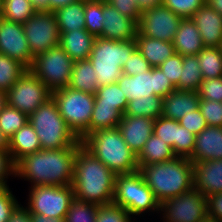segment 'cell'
Segmentation results:
<instances>
[{"label":"cell","mask_w":222,"mask_h":222,"mask_svg":"<svg viewBox=\"0 0 222 222\" xmlns=\"http://www.w3.org/2000/svg\"><path fill=\"white\" fill-rule=\"evenodd\" d=\"M42 149H60L82 144L59 113L53 98L40 105L28 116Z\"/></svg>","instance_id":"5b68a950"},{"label":"cell","mask_w":222,"mask_h":222,"mask_svg":"<svg viewBox=\"0 0 222 222\" xmlns=\"http://www.w3.org/2000/svg\"><path fill=\"white\" fill-rule=\"evenodd\" d=\"M207 4L222 15V0H206Z\"/></svg>","instance_id":"680465c9"},{"label":"cell","mask_w":222,"mask_h":222,"mask_svg":"<svg viewBox=\"0 0 222 222\" xmlns=\"http://www.w3.org/2000/svg\"><path fill=\"white\" fill-rule=\"evenodd\" d=\"M0 53L20 62L28 70L34 57L24 33L23 24L0 17Z\"/></svg>","instance_id":"2e32d148"},{"label":"cell","mask_w":222,"mask_h":222,"mask_svg":"<svg viewBox=\"0 0 222 222\" xmlns=\"http://www.w3.org/2000/svg\"><path fill=\"white\" fill-rule=\"evenodd\" d=\"M59 33V46L73 61L89 59L96 36L85 28Z\"/></svg>","instance_id":"603a6c76"},{"label":"cell","mask_w":222,"mask_h":222,"mask_svg":"<svg viewBox=\"0 0 222 222\" xmlns=\"http://www.w3.org/2000/svg\"><path fill=\"white\" fill-rule=\"evenodd\" d=\"M28 122V115L9 106L0 111V129L10 138Z\"/></svg>","instance_id":"ab89813d"},{"label":"cell","mask_w":222,"mask_h":222,"mask_svg":"<svg viewBox=\"0 0 222 222\" xmlns=\"http://www.w3.org/2000/svg\"><path fill=\"white\" fill-rule=\"evenodd\" d=\"M203 81L196 55L183 56V69L176 90L197 91Z\"/></svg>","instance_id":"d6a6232c"},{"label":"cell","mask_w":222,"mask_h":222,"mask_svg":"<svg viewBox=\"0 0 222 222\" xmlns=\"http://www.w3.org/2000/svg\"><path fill=\"white\" fill-rule=\"evenodd\" d=\"M136 48V40L115 41L96 37L89 61L95 70L100 87L118 81L123 65Z\"/></svg>","instance_id":"8992f818"},{"label":"cell","mask_w":222,"mask_h":222,"mask_svg":"<svg viewBox=\"0 0 222 222\" xmlns=\"http://www.w3.org/2000/svg\"><path fill=\"white\" fill-rule=\"evenodd\" d=\"M9 177H15V163L9 150H0V186H9Z\"/></svg>","instance_id":"681fc988"},{"label":"cell","mask_w":222,"mask_h":222,"mask_svg":"<svg viewBox=\"0 0 222 222\" xmlns=\"http://www.w3.org/2000/svg\"><path fill=\"white\" fill-rule=\"evenodd\" d=\"M199 109L208 126L222 127V102L200 99Z\"/></svg>","instance_id":"7bdbcfd3"},{"label":"cell","mask_w":222,"mask_h":222,"mask_svg":"<svg viewBox=\"0 0 222 222\" xmlns=\"http://www.w3.org/2000/svg\"><path fill=\"white\" fill-rule=\"evenodd\" d=\"M19 204L9 186H0V222H7Z\"/></svg>","instance_id":"bcb514c9"},{"label":"cell","mask_w":222,"mask_h":222,"mask_svg":"<svg viewBox=\"0 0 222 222\" xmlns=\"http://www.w3.org/2000/svg\"><path fill=\"white\" fill-rule=\"evenodd\" d=\"M28 190V203L25 207L31 214H42L51 218H65L74 198L72 185H37Z\"/></svg>","instance_id":"30bf717a"},{"label":"cell","mask_w":222,"mask_h":222,"mask_svg":"<svg viewBox=\"0 0 222 222\" xmlns=\"http://www.w3.org/2000/svg\"><path fill=\"white\" fill-rule=\"evenodd\" d=\"M197 26L204 46L222 47V15L207 2L191 17Z\"/></svg>","instance_id":"ffe728a7"},{"label":"cell","mask_w":222,"mask_h":222,"mask_svg":"<svg viewBox=\"0 0 222 222\" xmlns=\"http://www.w3.org/2000/svg\"><path fill=\"white\" fill-rule=\"evenodd\" d=\"M138 5L140 12H143L147 9L154 8L155 6L163 4L164 0H135Z\"/></svg>","instance_id":"db71d44e"},{"label":"cell","mask_w":222,"mask_h":222,"mask_svg":"<svg viewBox=\"0 0 222 222\" xmlns=\"http://www.w3.org/2000/svg\"><path fill=\"white\" fill-rule=\"evenodd\" d=\"M113 203L123 207L135 219L149 211L153 214L160 213V203L139 171L117 174Z\"/></svg>","instance_id":"52a82bcc"},{"label":"cell","mask_w":222,"mask_h":222,"mask_svg":"<svg viewBox=\"0 0 222 222\" xmlns=\"http://www.w3.org/2000/svg\"><path fill=\"white\" fill-rule=\"evenodd\" d=\"M153 133L171 146L176 156L189 158L192 155L196 135L177 120L158 117L154 121Z\"/></svg>","instance_id":"e0dca14e"},{"label":"cell","mask_w":222,"mask_h":222,"mask_svg":"<svg viewBox=\"0 0 222 222\" xmlns=\"http://www.w3.org/2000/svg\"><path fill=\"white\" fill-rule=\"evenodd\" d=\"M163 222H200L207 215V199L197 189L171 197L160 204Z\"/></svg>","instance_id":"7c38bea8"},{"label":"cell","mask_w":222,"mask_h":222,"mask_svg":"<svg viewBox=\"0 0 222 222\" xmlns=\"http://www.w3.org/2000/svg\"><path fill=\"white\" fill-rule=\"evenodd\" d=\"M0 150H9V138L0 129Z\"/></svg>","instance_id":"91938a15"},{"label":"cell","mask_w":222,"mask_h":222,"mask_svg":"<svg viewBox=\"0 0 222 222\" xmlns=\"http://www.w3.org/2000/svg\"><path fill=\"white\" fill-rule=\"evenodd\" d=\"M84 1H107V0H84Z\"/></svg>","instance_id":"be15d7a7"},{"label":"cell","mask_w":222,"mask_h":222,"mask_svg":"<svg viewBox=\"0 0 222 222\" xmlns=\"http://www.w3.org/2000/svg\"><path fill=\"white\" fill-rule=\"evenodd\" d=\"M99 205L73 198L65 216V222H95Z\"/></svg>","instance_id":"f35d334b"},{"label":"cell","mask_w":222,"mask_h":222,"mask_svg":"<svg viewBox=\"0 0 222 222\" xmlns=\"http://www.w3.org/2000/svg\"><path fill=\"white\" fill-rule=\"evenodd\" d=\"M174 157L176 155L173 153L172 147L153 133L137 155V163L138 165H150L165 162Z\"/></svg>","instance_id":"f1b7e54d"},{"label":"cell","mask_w":222,"mask_h":222,"mask_svg":"<svg viewBox=\"0 0 222 222\" xmlns=\"http://www.w3.org/2000/svg\"><path fill=\"white\" fill-rule=\"evenodd\" d=\"M74 61L58 45L34 57L29 69L51 91L68 87Z\"/></svg>","instance_id":"9c48e42d"},{"label":"cell","mask_w":222,"mask_h":222,"mask_svg":"<svg viewBox=\"0 0 222 222\" xmlns=\"http://www.w3.org/2000/svg\"><path fill=\"white\" fill-rule=\"evenodd\" d=\"M178 122L182 127L187 128L194 135L199 134L208 126L199 108L193 112L185 114V116L179 119Z\"/></svg>","instance_id":"c3c4849f"},{"label":"cell","mask_w":222,"mask_h":222,"mask_svg":"<svg viewBox=\"0 0 222 222\" xmlns=\"http://www.w3.org/2000/svg\"><path fill=\"white\" fill-rule=\"evenodd\" d=\"M189 159L193 163L222 159V127L207 126L197 134L193 153Z\"/></svg>","instance_id":"7402d4cb"},{"label":"cell","mask_w":222,"mask_h":222,"mask_svg":"<svg viewBox=\"0 0 222 222\" xmlns=\"http://www.w3.org/2000/svg\"><path fill=\"white\" fill-rule=\"evenodd\" d=\"M52 98L56 102L62 118L82 141L90 134L95 95L65 87L52 92Z\"/></svg>","instance_id":"ba28073f"},{"label":"cell","mask_w":222,"mask_h":222,"mask_svg":"<svg viewBox=\"0 0 222 222\" xmlns=\"http://www.w3.org/2000/svg\"><path fill=\"white\" fill-rule=\"evenodd\" d=\"M35 13L29 0H3L1 17L8 21L24 24Z\"/></svg>","instance_id":"8d00e7d4"},{"label":"cell","mask_w":222,"mask_h":222,"mask_svg":"<svg viewBox=\"0 0 222 222\" xmlns=\"http://www.w3.org/2000/svg\"><path fill=\"white\" fill-rule=\"evenodd\" d=\"M41 149L38 136L29 121L9 138V152L14 163Z\"/></svg>","instance_id":"4316f807"},{"label":"cell","mask_w":222,"mask_h":222,"mask_svg":"<svg viewBox=\"0 0 222 222\" xmlns=\"http://www.w3.org/2000/svg\"><path fill=\"white\" fill-rule=\"evenodd\" d=\"M82 145L116 174L139 171L137 155L124 141L118 128L88 134Z\"/></svg>","instance_id":"277c9868"},{"label":"cell","mask_w":222,"mask_h":222,"mask_svg":"<svg viewBox=\"0 0 222 222\" xmlns=\"http://www.w3.org/2000/svg\"><path fill=\"white\" fill-rule=\"evenodd\" d=\"M85 29L96 37L102 38L104 23L103 1H84Z\"/></svg>","instance_id":"74e56055"},{"label":"cell","mask_w":222,"mask_h":222,"mask_svg":"<svg viewBox=\"0 0 222 222\" xmlns=\"http://www.w3.org/2000/svg\"><path fill=\"white\" fill-rule=\"evenodd\" d=\"M206 3V0H164L163 5L175 14L191 18L193 14Z\"/></svg>","instance_id":"b9f144b4"},{"label":"cell","mask_w":222,"mask_h":222,"mask_svg":"<svg viewBox=\"0 0 222 222\" xmlns=\"http://www.w3.org/2000/svg\"><path fill=\"white\" fill-rule=\"evenodd\" d=\"M196 56L203 80L222 76V47L205 46Z\"/></svg>","instance_id":"4dcf8cb0"},{"label":"cell","mask_w":222,"mask_h":222,"mask_svg":"<svg viewBox=\"0 0 222 222\" xmlns=\"http://www.w3.org/2000/svg\"><path fill=\"white\" fill-rule=\"evenodd\" d=\"M104 23L102 38L115 41H132L138 32L137 22L122 15L107 1H103Z\"/></svg>","instance_id":"ac0fdd59"},{"label":"cell","mask_w":222,"mask_h":222,"mask_svg":"<svg viewBox=\"0 0 222 222\" xmlns=\"http://www.w3.org/2000/svg\"><path fill=\"white\" fill-rule=\"evenodd\" d=\"M116 177L114 171L82 144L77 148L72 181L75 198L99 206L113 203Z\"/></svg>","instance_id":"7a4b0ae2"},{"label":"cell","mask_w":222,"mask_h":222,"mask_svg":"<svg viewBox=\"0 0 222 222\" xmlns=\"http://www.w3.org/2000/svg\"><path fill=\"white\" fill-rule=\"evenodd\" d=\"M154 119L141 116L123 115L118 129L130 149L138 155L146 141L153 134Z\"/></svg>","instance_id":"d6986e66"},{"label":"cell","mask_w":222,"mask_h":222,"mask_svg":"<svg viewBox=\"0 0 222 222\" xmlns=\"http://www.w3.org/2000/svg\"><path fill=\"white\" fill-rule=\"evenodd\" d=\"M194 188L205 197L222 192V159L193 163Z\"/></svg>","instance_id":"44dd1931"},{"label":"cell","mask_w":222,"mask_h":222,"mask_svg":"<svg viewBox=\"0 0 222 222\" xmlns=\"http://www.w3.org/2000/svg\"><path fill=\"white\" fill-rule=\"evenodd\" d=\"M152 66L144 59L139 50L136 48L128 61L122 67V73L129 76L148 72Z\"/></svg>","instance_id":"f6af8a7d"},{"label":"cell","mask_w":222,"mask_h":222,"mask_svg":"<svg viewBox=\"0 0 222 222\" xmlns=\"http://www.w3.org/2000/svg\"><path fill=\"white\" fill-rule=\"evenodd\" d=\"M7 222H32V214L20 203L11 213Z\"/></svg>","instance_id":"f5cc1de1"},{"label":"cell","mask_w":222,"mask_h":222,"mask_svg":"<svg viewBox=\"0 0 222 222\" xmlns=\"http://www.w3.org/2000/svg\"><path fill=\"white\" fill-rule=\"evenodd\" d=\"M23 29L33 57L59 45L60 33L53 12H36Z\"/></svg>","instance_id":"5bb4252c"},{"label":"cell","mask_w":222,"mask_h":222,"mask_svg":"<svg viewBox=\"0 0 222 222\" xmlns=\"http://www.w3.org/2000/svg\"><path fill=\"white\" fill-rule=\"evenodd\" d=\"M96 77L89 59L74 61L68 87L95 95L100 87Z\"/></svg>","instance_id":"83f0119b"},{"label":"cell","mask_w":222,"mask_h":222,"mask_svg":"<svg viewBox=\"0 0 222 222\" xmlns=\"http://www.w3.org/2000/svg\"><path fill=\"white\" fill-rule=\"evenodd\" d=\"M123 113L117 107L94 105L90 120V133L117 128Z\"/></svg>","instance_id":"1f68e13d"},{"label":"cell","mask_w":222,"mask_h":222,"mask_svg":"<svg viewBox=\"0 0 222 222\" xmlns=\"http://www.w3.org/2000/svg\"><path fill=\"white\" fill-rule=\"evenodd\" d=\"M182 19L180 15L161 4L141 12L137 23L138 33L146 37L173 42Z\"/></svg>","instance_id":"9a60e30c"},{"label":"cell","mask_w":222,"mask_h":222,"mask_svg":"<svg viewBox=\"0 0 222 222\" xmlns=\"http://www.w3.org/2000/svg\"><path fill=\"white\" fill-rule=\"evenodd\" d=\"M36 12H49L48 0H29Z\"/></svg>","instance_id":"9f6ffc18"},{"label":"cell","mask_w":222,"mask_h":222,"mask_svg":"<svg viewBox=\"0 0 222 222\" xmlns=\"http://www.w3.org/2000/svg\"><path fill=\"white\" fill-rule=\"evenodd\" d=\"M206 199L207 215L218 222H222V192L209 195Z\"/></svg>","instance_id":"816d5d0a"},{"label":"cell","mask_w":222,"mask_h":222,"mask_svg":"<svg viewBox=\"0 0 222 222\" xmlns=\"http://www.w3.org/2000/svg\"><path fill=\"white\" fill-rule=\"evenodd\" d=\"M107 2L115 7L122 15L128 16L137 23L139 22L141 12L135 0H107Z\"/></svg>","instance_id":"f907efd6"},{"label":"cell","mask_w":222,"mask_h":222,"mask_svg":"<svg viewBox=\"0 0 222 222\" xmlns=\"http://www.w3.org/2000/svg\"><path fill=\"white\" fill-rule=\"evenodd\" d=\"M197 91L175 90L163 98L162 116L179 120L199 108Z\"/></svg>","instance_id":"cb8c5ba5"},{"label":"cell","mask_w":222,"mask_h":222,"mask_svg":"<svg viewBox=\"0 0 222 222\" xmlns=\"http://www.w3.org/2000/svg\"><path fill=\"white\" fill-rule=\"evenodd\" d=\"M166 77L169 78L171 83L176 87L179 84V79L183 69V56L174 54L168 58L163 64L159 66Z\"/></svg>","instance_id":"7dc6e473"},{"label":"cell","mask_w":222,"mask_h":222,"mask_svg":"<svg viewBox=\"0 0 222 222\" xmlns=\"http://www.w3.org/2000/svg\"><path fill=\"white\" fill-rule=\"evenodd\" d=\"M172 43L176 54L181 56L197 55L205 47L199 30L191 18L180 21Z\"/></svg>","instance_id":"d4e9b609"},{"label":"cell","mask_w":222,"mask_h":222,"mask_svg":"<svg viewBox=\"0 0 222 222\" xmlns=\"http://www.w3.org/2000/svg\"><path fill=\"white\" fill-rule=\"evenodd\" d=\"M81 144L60 149H41L15 163V177L37 185H72L77 148Z\"/></svg>","instance_id":"6da1fadb"},{"label":"cell","mask_w":222,"mask_h":222,"mask_svg":"<svg viewBox=\"0 0 222 222\" xmlns=\"http://www.w3.org/2000/svg\"><path fill=\"white\" fill-rule=\"evenodd\" d=\"M27 70L20 62L0 53V90L7 92Z\"/></svg>","instance_id":"d590c367"},{"label":"cell","mask_w":222,"mask_h":222,"mask_svg":"<svg viewBox=\"0 0 222 222\" xmlns=\"http://www.w3.org/2000/svg\"><path fill=\"white\" fill-rule=\"evenodd\" d=\"M132 218L123 207L110 203L98 206L95 222H134Z\"/></svg>","instance_id":"60d3db41"},{"label":"cell","mask_w":222,"mask_h":222,"mask_svg":"<svg viewBox=\"0 0 222 222\" xmlns=\"http://www.w3.org/2000/svg\"><path fill=\"white\" fill-rule=\"evenodd\" d=\"M32 222H65V218H51L42 214H32Z\"/></svg>","instance_id":"6f0895ef"},{"label":"cell","mask_w":222,"mask_h":222,"mask_svg":"<svg viewBox=\"0 0 222 222\" xmlns=\"http://www.w3.org/2000/svg\"><path fill=\"white\" fill-rule=\"evenodd\" d=\"M117 83L128 102L153 95L165 98L169 93L176 90V87L159 67H152L150 71L134 76L122 73Z\"/></svg>","instance_id":"8fae6325"},{"label":"cell","mask_w":222,"mask_h":222,"mask_svg":"<svg viewBox=\"0 0 222 222\" xmlns=\"http://www.w3.org/2000/svg\"><path fill=\"white\" fill-rule=\"evenodd\" d=\"M127 104L128 100L117 82L101 86L96 91L94 105L117 107L124 114Z\"/></svg>","instance_id":"e575fe53"},{"label":"cell","mask_w":222,"mask_h":222,"mask_svg":"<svg viewBox=\"0 0 222 222\" xmlns=\"http://www.w3.org/2000/svg\"><path fill=\"white\" fill-rule=\"evenodd\" d=\"M8 104L7 92L0 90V111Z\"/></svg>","instance_id":"94428289"},{"label":"cell","mask_w":222,"mask_h":222,"mask_svg":"<svg viewBox=\"0 0 222 222\" xmlns=\"http://www.w3.org/2000/svg\"><path fill=\"white\" fill-rule=\"evenodd\" d=\"M77 1L79 0H48L49 12H54L61 7H65L66 5Z\"/></svg>","instance_id":"11a10c76"},{"label":"cell","mask_w":222,"mask_h":222,"mask_svg":"<svg viewBox=\"0 0 222 222\" xmlns=\"http://www.w3.org/2000/svg\"><path fill=\"white\" fill-rule=\"evenodd\" d=\"M59 32H69L85 28L84 0L70 3L53 12Z\"/></svg>","instance_id":"f546056e"},{"label":"cell","mask_w":222,"mask_h":222,"mask_svg":"<svg viewBox=\"0 0 222 222\" xmlns=\"http://www.w3.org/2000/svg\"><path fill=\"white\" fill-rule=\"evenodd\" d=\"M163 98L157 95L129 101L123 115L157 119L162 116Z\"/></svg>","instance_id":"836d02e7"},{"label":"cell","mask_w":222,"mask_h":222,"mask_svg":"<svg viewBox=\"0 0 222 222\" xmlns=\"http://www.w3.org/2000/svg\"><path fill=\"white\" fill-rule=\"evenodd\" d=\"M135 40L137 49L152 67H159L176 54L172 42L146 37L138 32Z\"/></svg>","instance_id":"484cf974"},{"label":"cell","mask_w":222,"mask_h":222,"mask_svg":"<svg viewBox=\"0 0 222 222\" xmlns=\"http://www.w3.org/2000/svg\"><path fill=\"white\" fill-rule=\"evenodd\" d=\"M138 167L160 204L194 188L193 162L187 157L176 156L165 162Z\"/></svg>","instance_id":"3957f363"},{"label":"cell","mask_w":222,"mask_h":222,"mask_svg":"<svg viewBox=\"0 0 222 222\" xmlns=\"http://www.w3.org/2000/svg\"><path fill=\"white\" fill-rule=\"evenodd\" d=\"M197 94L200 99L222 102V76L203 80Z\"/></svg>","instance_id":"ee69618b"},{"label":"cell","mask_w":222,"mask_h":222,"mask_svg":"<svg viewBox=\"0 0 222 222\" xmlns=\"http://www.w3.org/2000/svg\"><path fill=\"white\" fill-rule=\"evenodd\" d=\"M3 11V0H0V17L2 16Z\"/></svg>","instance_id":"6125c7cd"},{"label":"cell","mask_w":222,"mask_h":222,"mask_svg":"<svg viewBox=\"0 0 222 222\" xmlns=\"http://www.w3.org/2000/svg\"><path fill=\"white\" fill-rule=\"evenodd\" d=\"M51 98L52 92L30 70L7 91L8 105L28 116Z\"/></svg>","instance_id":"4fadbf2b"}]
</instances>
